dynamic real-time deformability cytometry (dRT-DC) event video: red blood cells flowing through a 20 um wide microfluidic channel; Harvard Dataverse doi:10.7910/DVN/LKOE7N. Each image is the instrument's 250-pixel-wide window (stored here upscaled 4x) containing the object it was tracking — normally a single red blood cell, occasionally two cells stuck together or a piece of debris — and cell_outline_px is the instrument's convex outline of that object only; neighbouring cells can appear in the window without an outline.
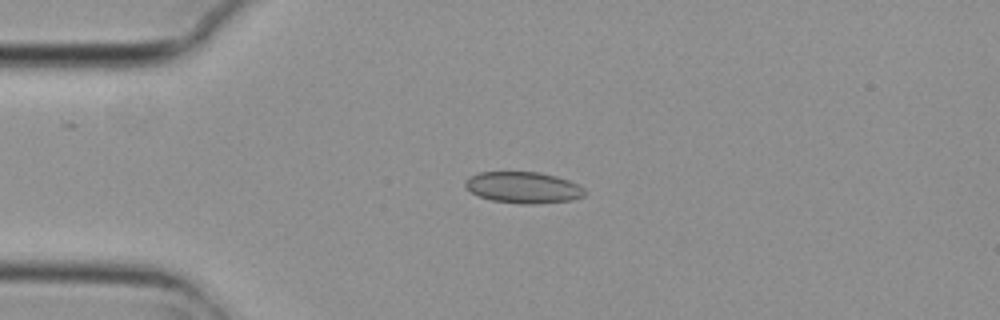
{"species": "common noctule bat (a hibernating species)", "species_latin": "Nyctalus noctula", "temperature_condition": "cold", "stored_images_in_passage": 5, "camera_frame_rate_fps": 3000, "um_per_image_px": 0.085, "animal": {"sex": "female", "body_mass_g": 29.2, "forearm_length_mm": 56.3}, "frame": {"image": 1, "passage_image": 4, "time_ms": 1.0, "image_size_px": [1000, 320], "cell_outline_px": [[588, 192], [584, 196], [572, 200], [536, 204], [520, 204], [492, 200], [480, 196], [464, 188], [464, 180], [480, 172], [540, 172], [556, 176], [568, 180], [584, 188]], "centroid_in_image_um": [44.49, 15.94], "position_along_channel_um": 40.5, "area_um2": 21.91}}